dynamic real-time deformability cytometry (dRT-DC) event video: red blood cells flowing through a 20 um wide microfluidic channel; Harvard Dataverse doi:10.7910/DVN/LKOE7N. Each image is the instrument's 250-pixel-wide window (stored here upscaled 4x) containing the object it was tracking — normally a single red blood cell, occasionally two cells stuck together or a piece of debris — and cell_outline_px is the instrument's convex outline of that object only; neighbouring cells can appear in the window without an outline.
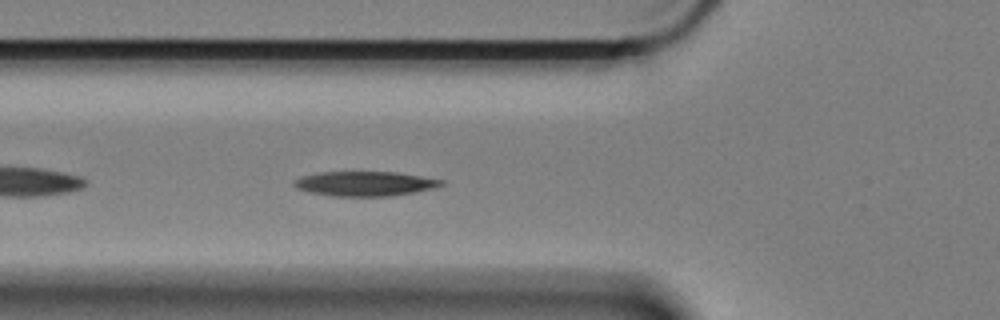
{"species": "Egyptian fruit bat (a non-hibernating species)", "species_latin": "Rousettus aegyptiacus", "temperature_condition": "cold", "stored_images_in_passage": 35, "camera_frame_rate_fps": 3000, "um_per_image_px": 0.085, "animal": {"sex": "female"}, "frame": {"image": 1, "passage_image": 6, "time_ms": 1.667, "image_size_px": [1000, 320], "cell_outline_px": [[444, 184], [432, 188], [412, 192], [388, 196], [332, 196], [308, 192], [296, 188], [292, 184], [292, 180], [300, 176], [320, 172], [396, 172], [444, 180]], "centroid_in_image_um": [30.93, 15.61], "position_along_channel_um": 94.9, "area_um2": 21.1}}
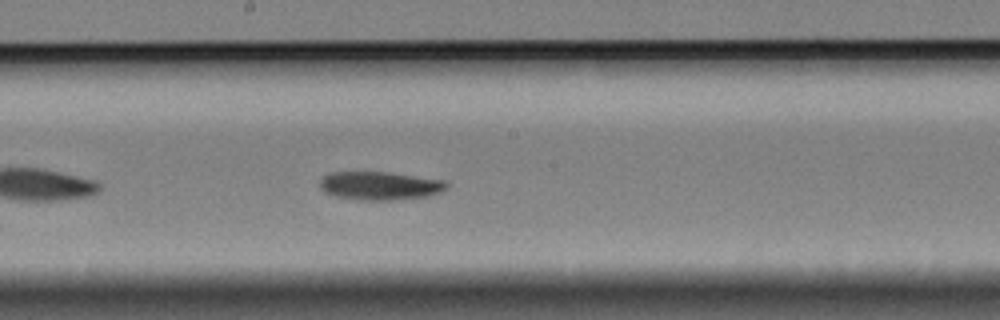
{"frame": {"image": 2, "passage_image": 17, "time_ms": 5.333, "image_size_px": [1000, 320], "cell_outline_px": [[448, 188], [440, 192], [428, 196], [392, 200], [360, 200], [332, 196], [324, 192], [320, 188], [320, 180], [328, 172], [388, 172], [448, 180]], "centroid_in_image_um": [32.3, 15.78], "position_along_channel_um": 215.9, "area_um2": 21.27}}
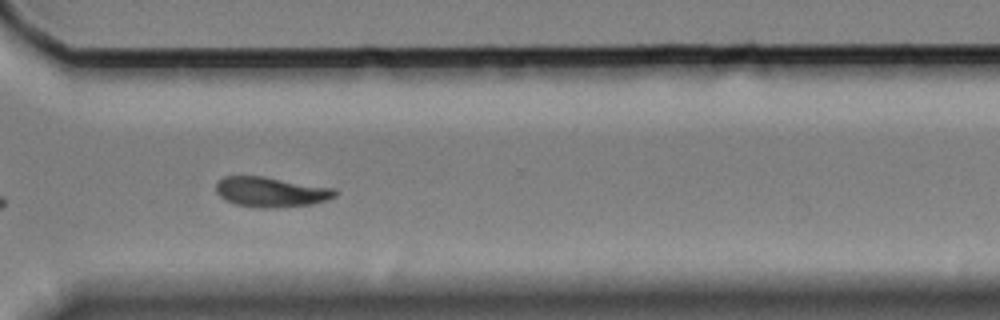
{"frame": {"image": 3, "passage_image": 29, "time_ms": 9.333, "image_size_px": [1000, 320], "cell_outline_px": [[340, 192], [336, 196], [328, 200], [312, 204], [276, 208], [264, 208], [236, 204], [224, 200], [216, 192], [216, 184], [224, 176], [264, 176], [336, 188]], "centroid_in_image_um": [23.09, 16.31], "position_along_channel_um": 347.5, "area_um2": 21.1}, "authors_computed_cell_mechanics": {"area_um2": 21.097, "velocity_mm_per_s": 3.2879, "shape_relaxation_time_tau1_ms": 4.4364, "shape_relaxation_time_tau2_ms": null, "deformation_change_tau1": 0.1519, "deformation_change_tau2": null}}